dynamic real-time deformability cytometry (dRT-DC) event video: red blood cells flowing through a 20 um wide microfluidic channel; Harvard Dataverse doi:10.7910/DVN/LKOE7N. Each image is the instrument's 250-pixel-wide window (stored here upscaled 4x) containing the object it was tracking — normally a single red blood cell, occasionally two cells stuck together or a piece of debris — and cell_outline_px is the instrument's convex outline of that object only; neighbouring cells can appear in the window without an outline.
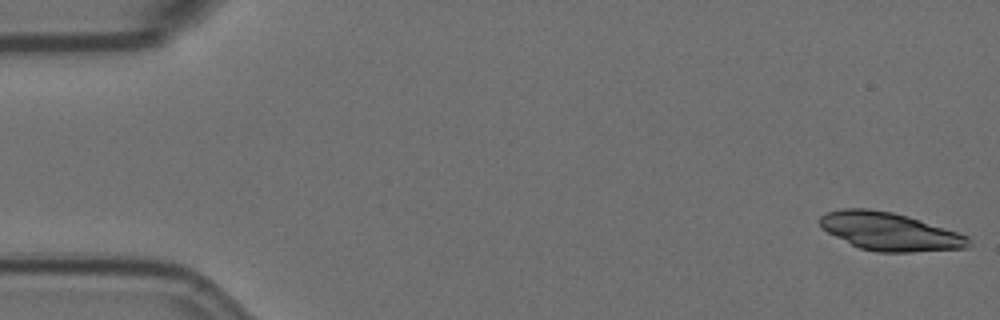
{"species": "Egyptian fruit bat (a non-hibernating species)", "species_latin": "Rousettus aegyptiacus", "temperature_condition": "room temperature", "stored_images_in_passage": 42, "camera_frame_rate_fps": 3000, "um_per_image_px": 0.085, "animal": {"sex": "female"}, "frame": {"image": 1, "passage_image": 1, "time_ms": 0.0, "image_size_px": [1000, 320], "cell_outline_px": [[972, 244], [968, 248], [912, 252], [876, 252], [860, 248], [820, 228], [820, 216], [828, 212], [840, 208], [868, 208], [892, 212], [908, 216], [968, 236], [972, 240]], "centroid_in_image_um": [75.64, 19.68], "position_along_channel_um": 9.4, "area_um2": 32.83}}